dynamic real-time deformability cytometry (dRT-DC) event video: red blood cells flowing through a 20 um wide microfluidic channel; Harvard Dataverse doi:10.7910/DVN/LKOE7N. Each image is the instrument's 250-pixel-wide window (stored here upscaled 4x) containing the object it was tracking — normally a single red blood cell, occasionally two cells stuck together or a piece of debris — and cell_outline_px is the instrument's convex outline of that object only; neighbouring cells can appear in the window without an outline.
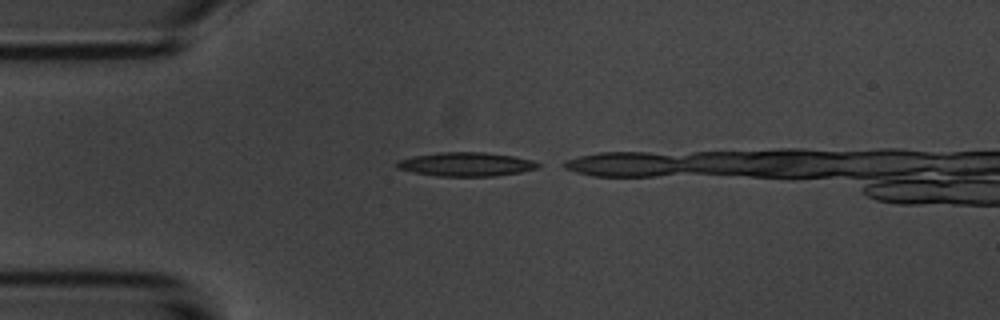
{"species": "common noctule bat (a hibernating species)", "species_latin": "Nyctalus noctula", "temperature_condition": "room temperature", "stored_images_in_passage": 2, "camera_frame_rate_fps": 3000, "um_per_image_px": 0.085, "animal": {"sex": "male", "body_mass_g": 20.1, "forearm_length_mm": 53.5}, "frame": {"image": 1, "passage_image": 1, "time_ms": 0.0, "image_size_px": [1000, 320], "cell_outline_px": [[540, 164], [536, 168], [520, 172], [492, 176], [436, 176], [412, 172], [396, 168], [396, 160], [416, 156], [440, 152], [484, 152], [512, 156], [532, 160]], "centroid_in_image_um": [39.56, 13.96], "position_along_channel_um": 45.4, "area_um2": 19.48}}